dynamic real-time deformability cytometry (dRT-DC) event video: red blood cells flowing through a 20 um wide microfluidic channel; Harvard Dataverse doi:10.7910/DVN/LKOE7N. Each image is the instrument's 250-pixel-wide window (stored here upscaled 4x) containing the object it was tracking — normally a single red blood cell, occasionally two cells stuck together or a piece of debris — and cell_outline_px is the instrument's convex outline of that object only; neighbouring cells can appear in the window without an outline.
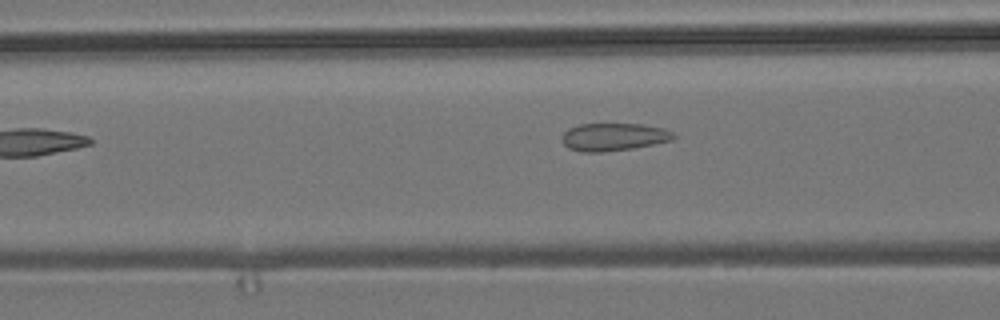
{"species": "common noctule bat (a hibernating species)", "species_latin": "Nyctalus noctula", "temperature_condition": "room temperature", "stored_images_in_passage": 8, "segment_of_instrument_passage": [2, 2], "camera_frame_rate_fps": 3000, "um_per_image_px": 0.085, "animal": {"sex": "male", "body_mass_g": 19.2, "forearm_length_mm": 51.8}, "frame": {"image": 1, "passage_image": 8, "time_ms": 9.0, "image_size_px": [1000, 320], "cell_outline_px": [[676, 136], [672, 140], [632, 148], [604, 152], [580, 152], [568, 148], [560, 140], [560, 136], [568, 128], [580, 124], [640, 124], [664, 128], [672, 132]], "centroid_in_image_um": [52.1, 11.64], "position_along_channel_um": 114.5, "area_um2": 18.09}}